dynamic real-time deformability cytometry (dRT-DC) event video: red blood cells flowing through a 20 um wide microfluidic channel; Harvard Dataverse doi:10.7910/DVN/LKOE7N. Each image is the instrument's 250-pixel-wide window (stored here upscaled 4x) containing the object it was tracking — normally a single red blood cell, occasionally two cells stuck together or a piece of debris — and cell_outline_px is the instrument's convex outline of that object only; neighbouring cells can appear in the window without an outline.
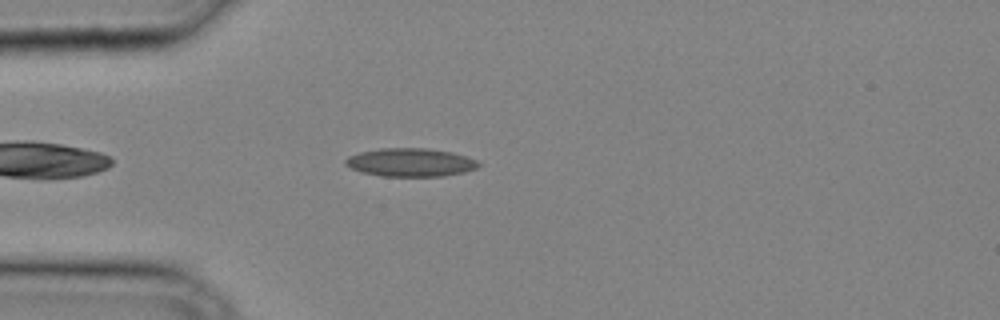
{"species": "common noctule bat (a hibernating species)", "species_latin": "Nyctalus noctula", "temperature_condition": "cold", "stored_images_in_passage": 28, "camera_frame_rate_fps": 3000, "um_per_image_px": 0.085, "animal": {"sex": "male", "body_mass_g": 20.4}, "frame": {"image": 1, "passage_image": 3, "time_ms": 0.667, "image_size_px": [1000, 320], "cell_outline_px": [[480, 164], [476, 168], [464, 172], [444, 176], [380, 176], [360, 172], [344, 164], [344, 160], [348, 156], [360, 152], [380, 148], [428, 148], [452, 152], [476, 160]], "centroid_in_image_um": [34.85, 13.8], "position_along_channel_um": 50.1, "area_um2": 21.96}}
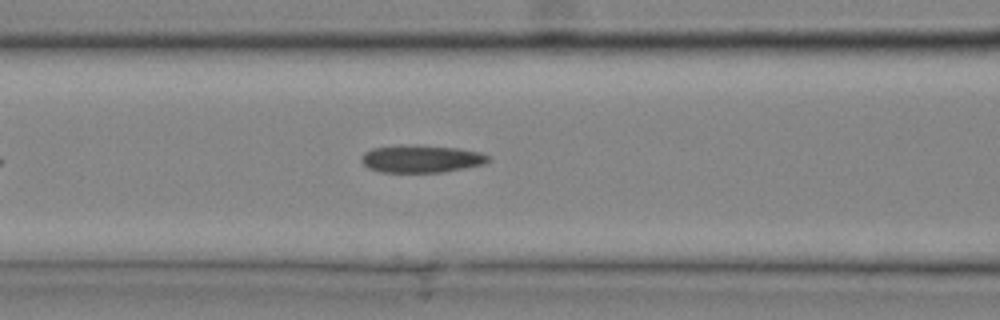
{"frame": {"image": 2, "passage_image": 8, "time_ms": 2.333, "image_size_px": [1000, 320], "cell_outline_px": [[492, 160], [484, 164], [444, 172], [380, 172], [368, 168], [360, 160], [364, 152], [372, 148], [400, 144], [416, 144], [460, 148], [480, 152], [492, 156]], "centroid_in_image_um": [35.83, 13.48], "position_along_channel_um": 130.8, "area_um2": 20.87}}
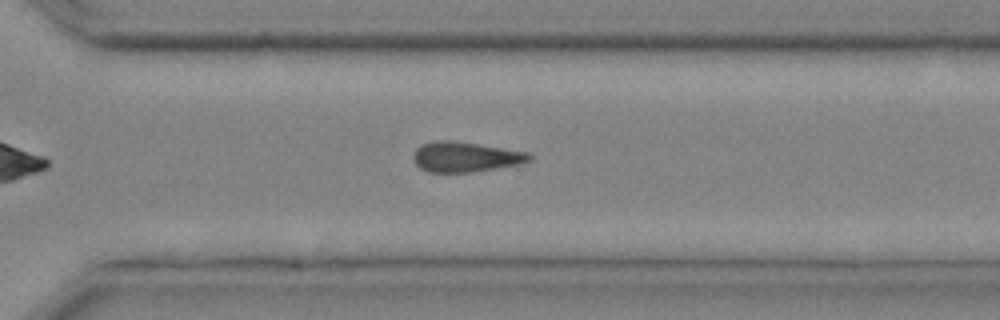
{"frame": {"image": 3, "passage_image": 19, "time_ms": 6.0, "image_size_px": [1000, 320], "cell_outline_px": [[532, 160], [524, 164], [472, 172], [428, 172], [420, 168], [412, 160], [412, 156], [416, 148], [420, 144], [436, 140], [452, 140], [528, 152], [532, 156]], "centroid_in_image_um": [39.56, 13.34], "position_along_channel_um": 331.0, "area_um2": 20.63}}